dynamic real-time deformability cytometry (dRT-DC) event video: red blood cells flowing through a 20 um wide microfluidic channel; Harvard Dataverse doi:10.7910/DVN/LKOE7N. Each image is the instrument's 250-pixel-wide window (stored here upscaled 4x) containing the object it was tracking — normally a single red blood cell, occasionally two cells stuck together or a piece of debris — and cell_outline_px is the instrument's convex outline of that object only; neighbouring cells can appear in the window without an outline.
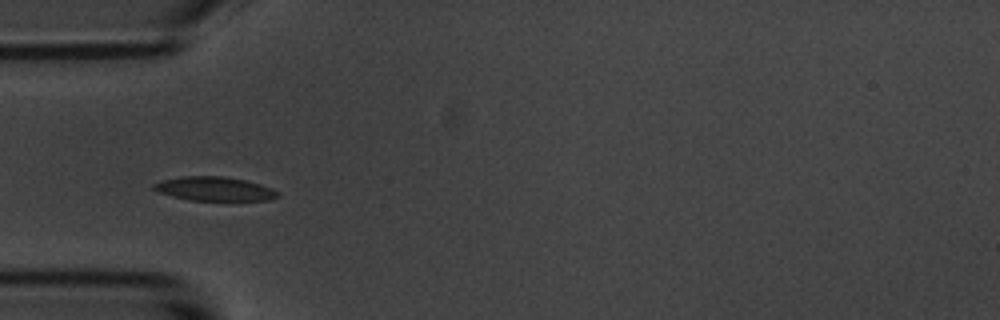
{"species": "common noctule bat (a hibernating species)", "species_latin": "Nyctalus noctula", "temperature_condition": "room temperature", "stored_images_in_passage": 16, "camera_frame_rate_fps": 3000, "um_per_image_px": 0.085, "animal": {"sex": "male", "body_mass_g": 20.1, "forearm_length_mm": 53.5}, "frame": {"image": 1, "passage_image": 1, "time_ms": 0.0, "image_size_px": [1000, 320], "cell_outline_px": [[280, 196], [272, 200], [188, 200], [172, 196], [160, 192], [152, 188], [152, 184], [164, 180], [180, 176], [224, 176], [244, 180], [260, 184], [272, 188], [280, 192]], "centroid_in_image_um": [18.26, 16.05], "position_along_channel_um": 66.7, "area_um2": 17.34}}